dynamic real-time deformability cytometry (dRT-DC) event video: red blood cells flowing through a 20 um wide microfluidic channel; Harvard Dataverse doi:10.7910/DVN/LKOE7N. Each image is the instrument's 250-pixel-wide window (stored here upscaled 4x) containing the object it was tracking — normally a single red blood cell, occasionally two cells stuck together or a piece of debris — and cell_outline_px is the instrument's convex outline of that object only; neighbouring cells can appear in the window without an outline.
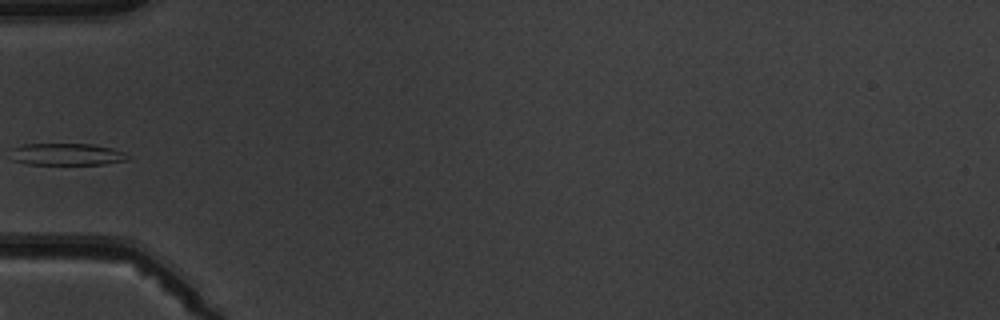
{"species": "common noctule bat (a hibernating species)", "species_latin": "Nyctalus noctula", "temperature_condition": "warm", "stored_images_in_passage": 5, "camera_frame_rate_fps": 3000, "um_per_image_px": 0.085, "animal": {"sex": "male", "body_mass_g": 19.5, "forearm_length_mm": 54.6}, "frame": {"image": 1, "passage_image": 4, "time_ms": 3.333, "image_size_px": [1000, 320], "cell_outline_px": [[128, 160], [104, 164], [28, 164], [12, 160], [12, 148], [24, 144], [92, 144], [112, 148], [124, 152], [128, 156]], "centroid_in_image_um": [5.68, 13.11], "position_along_channel_um": 79.3, "area_um2": 14.91}}